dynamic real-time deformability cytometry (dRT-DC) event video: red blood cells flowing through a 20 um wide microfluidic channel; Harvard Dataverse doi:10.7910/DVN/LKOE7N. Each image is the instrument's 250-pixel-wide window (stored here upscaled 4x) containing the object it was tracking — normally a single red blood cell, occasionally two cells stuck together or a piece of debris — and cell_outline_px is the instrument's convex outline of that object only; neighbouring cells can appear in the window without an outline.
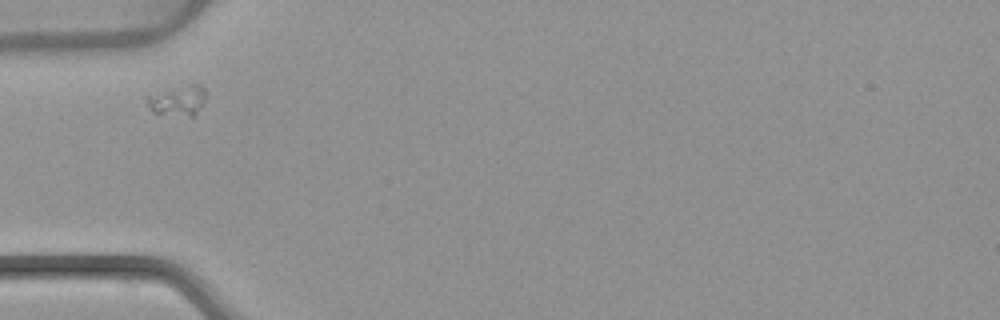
{"species": "common noctule bat (a hibernating species)", "species_latin": "Nyctalus noctula", "temperature_condition": "warm", "stored_images_in_passage": 39, "camera_frame_rate_fps": 3000, "um_per_image_px": 0.085, "animal": {"sex": "female", "body_mass_g": 22.7, "forearm_length_mm": 54.2}, "frame": {"image": 1, "passage_image": 1, "time_ms": 0.0, "image_size_px": [1000, 320], "cell_outline_px": [[204, 104], [192, 116], [188, 116], [152, 112], [144, 100], [144, 96], [188, 84], [200, 84], [204, 88]], "centroid_in_image_um": [15.08, 8.53], "position_along_channel_um": 69.9, "area_um2": 10.29}}
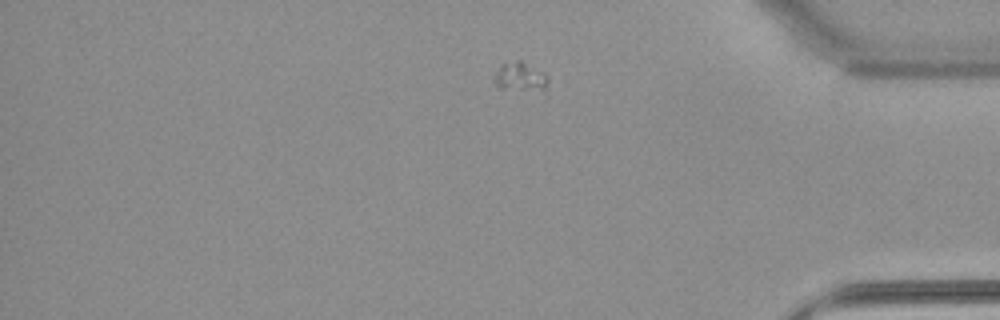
{"frame": {"image": 2, "passage_image": 30, "time_ms": 9.667, "image_size_px": [1000, 320], "cell_outline_px": [[548, 96], [500, 88], [492, 80], [492, 76], [500, 64], [516, 60], [520, 60], [544, 72], [548, 76]], "centroid_in_image_um": [44.31, 6.63], "position_along_channel_um": 390.9, "area_um2": 10.23}}
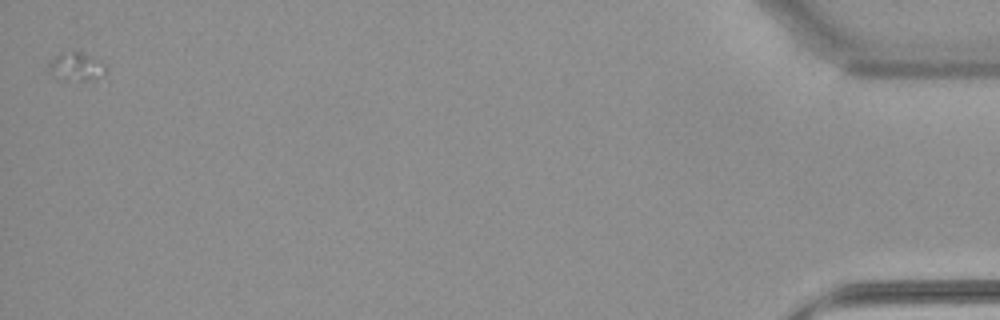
{"frame": {"image": 3, "passage_image": 39, "time_ms": 12.667, "image_size_px": [1000, 320], "cell_outline_px": [[108, 80], [56, 80], [48, 72], [48, 64], [52, 56], [60, 52], [80, 52], [100, 60], [104, 64], [108, 72]], "centroid_in_image_um": [6.52, 5.72], "position_along_channel_um": 428.7, "area_um2": 10.23}}